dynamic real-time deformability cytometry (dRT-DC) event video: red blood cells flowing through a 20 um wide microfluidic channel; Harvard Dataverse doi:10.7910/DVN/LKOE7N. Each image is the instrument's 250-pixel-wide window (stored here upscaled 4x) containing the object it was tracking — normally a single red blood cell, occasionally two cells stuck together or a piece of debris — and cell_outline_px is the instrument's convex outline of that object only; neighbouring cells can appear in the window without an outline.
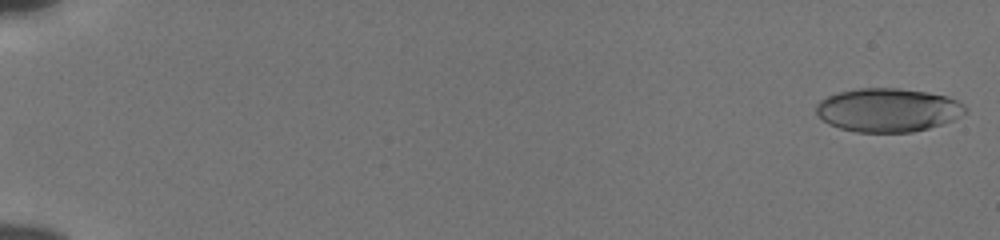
{"species": "human", "species_latin": "Homo sapiens", "temperature_condition": "cold", "stored_images_in_passage": 53, "camera_frame_rate_fps": 3000, "um_per_image_px": 0.085, "donor": {"sex": "male"}, "frame": {"image": 1, "passage_image": 1, "time_ms": 0.0, "image_size_px": [1000, 240], "cell_outline_px": [[968, 112], [952, 120], [928, 128], [912, 132], [856, 132], [840, 128], [828, 124], [816, 112], [816, 104], [820, 100], [836, 92], [860, 88], [900, 88], [928, 92], [948, 96], [964, 104], [968, 108]], "centroid_in_image_um": [75.49, 9.34], "position_along_channel_um": 9.5, "area_um2": 38.03}}
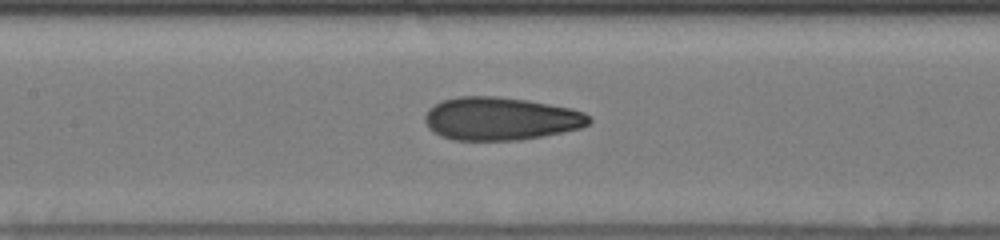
{"frame": {"image": 2, "passage_image": 28, "time_ms": 9.0, "image_size_px": [1000, 240], "cell_outline_px": [[592, 120], [588, 124], [580, 128], [540, 136], [516, 140], [452, 140], [440, 136], [432, 132], [428, 128], [424, 120], [424, 116], [428, 108], [440, 100], [456, 96], [496, 96], [528, 100], [572, 108], [584, 112], [592, 116]], "centroid_in_image_um": [42.51, 10.07], "position_along_channel_um": 164.9, "area_um2": 41.5}}
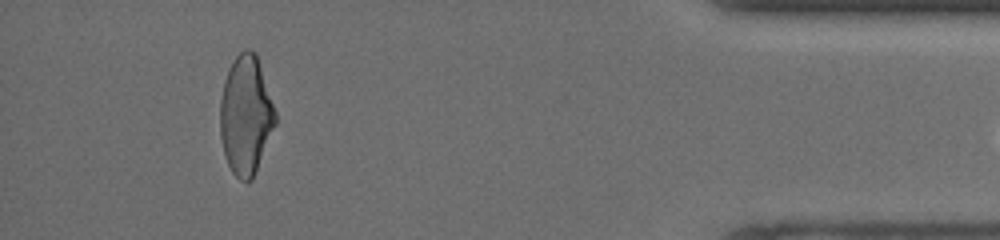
{"frame": {"image": 3, "passage_image": 51, "time_ms": 16.667, "image_size_px": [1000, 240], "cell_outline_px": [[276, 124], [252, 180], [240, 180], [232, 172], [224, 156], [220, 136], [220, 100], [224, 80], [228, 68], [232, 60], [244, 48], [252, 48], [256, 52], [276, 112]], "centroid_in_image_um": [20.88, 9.76], "position_along_channel_um": 414.3, "area_um2": 38.49}}